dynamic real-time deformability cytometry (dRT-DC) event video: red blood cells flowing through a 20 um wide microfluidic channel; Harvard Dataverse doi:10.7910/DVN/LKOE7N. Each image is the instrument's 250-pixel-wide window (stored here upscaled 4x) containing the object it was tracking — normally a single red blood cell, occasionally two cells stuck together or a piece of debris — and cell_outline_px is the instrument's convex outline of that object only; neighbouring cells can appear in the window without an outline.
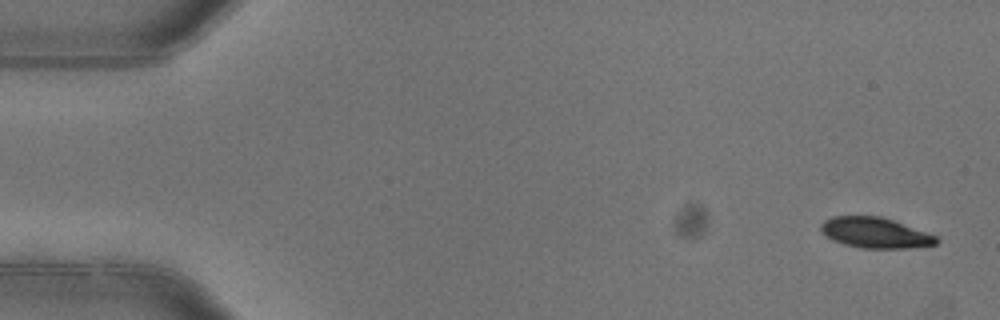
{"species": "common noctule bat (a hibernating species)", "species_latin": "Nyctalus noctula", "temperature_condition": "warm", "stored_images_in_passage": 3, "camera_frame_rate_fps": 3000, "um_per_image_px": 0.085, "animal": {"sex": "female"}, "frame": {"image": 1, "passage_image": 1, "time_ms": 0.0, "image_size_px": [1000, 320], "cell_outline_px": [[940, 240], [936, 244], [904, 248], [860, 248], [844, 244], [832, 240], [820, 228], [820, 224], [824, 220], [832, 216], [880, 216], [892, 220], [936, 236]], "centroid_in_image_um": [74.36, 19.78], "position_along_channel_um": 10.6, "area_um2": 20.23}}